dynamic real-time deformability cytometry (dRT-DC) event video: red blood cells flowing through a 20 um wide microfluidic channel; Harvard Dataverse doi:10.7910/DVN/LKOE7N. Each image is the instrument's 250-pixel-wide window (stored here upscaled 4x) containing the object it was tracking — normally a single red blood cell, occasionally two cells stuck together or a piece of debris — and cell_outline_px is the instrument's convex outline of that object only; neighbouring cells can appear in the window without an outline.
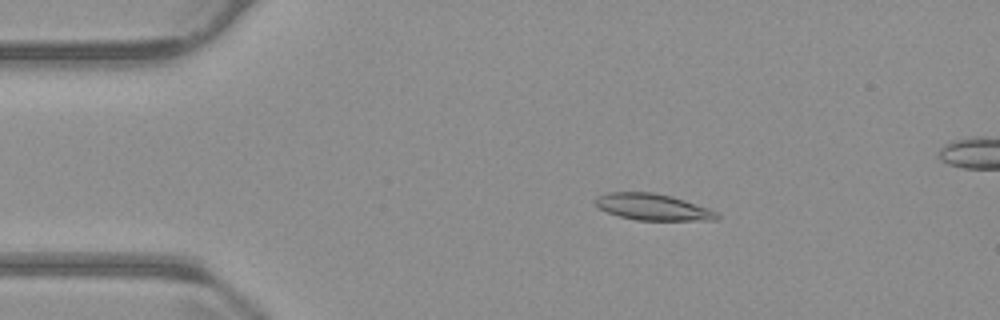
{"species": "common noctule bat (a hibernating species)", "species_latin": "Nyctalus noctula", "temperature_condition": "warm", "stored_images_in_passage": 55, "camera_frame_rate_fps": 3000, "um_per_image_px": 0.085, "animal": {"sex": "male", "body_mass_g": 23.1, "forearm_length_mm": 52.7}, "frame": {"image": 1, "passage_image": 9, "time_ms": 2.667, "image_size_px": [1000, 320], "cell_outline_px": [[720, 216], [716, 220], [636, 220], [620, 216], [608, 212], [600, 208], [592, 200], [596, 196], [608, 192], [652, 192], [672, 196], [708, 208], [716, 212]], "centroid_in_image_um": [55.46, 17.59], "position_along_channel_um": 29.5, "area_um2": 18.67}}
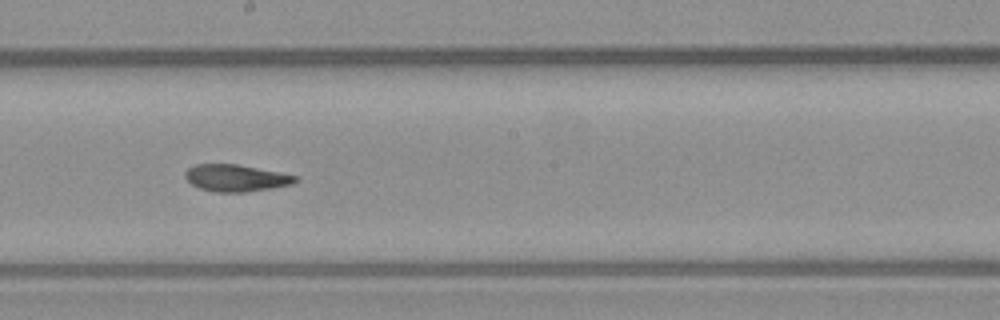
{"frame": {"image": 2, "passage_image": 29, "time_ms": 9.333, "image_size_px": [1000, 320], "cell_outline_px": [[300, 180], [292, 184], [272, 188], [244, 192], [216, 192], [200, 188], [192, 184], [184, 176], [184, 172], [188, 168], [196, 164], [236, 164], [280, 172], [300, 176]], "centroid_in_image_um": [20.09, 15.12], "position_along_channel_um": 228.1, "area_um2": 17.34}}
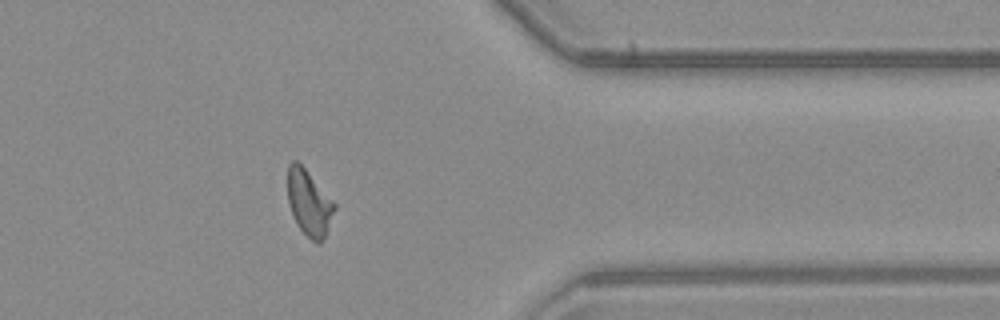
{"frame": {"image": 3, "passage_image": 43, "time_ms": 14.0, "image_size_px": [1000, 320], "cell_outline_px": [[336, 208], [324, 236], [320, 244], [316, 244], [300, 228], [292, 212], [288, 200], [288, 164], [292, 160], [296, 160], [304, 168], [336, 204]], "centroid_in_image_um": [26.27, 17.23], "position_along_channel_um": 385.1, "area_um2": 17.4}, "authors_computed_cell_mechanics": {"area_um2": 18.0914, "velocity_mm_per_s": 3.7388, "shape_relaxation_time_tau1_ms": null, "shape_relaxation_time_tau2_ms": 2.6434, "deformation_change_tau1": null, "deformation_change_tau2": 0.0871}}